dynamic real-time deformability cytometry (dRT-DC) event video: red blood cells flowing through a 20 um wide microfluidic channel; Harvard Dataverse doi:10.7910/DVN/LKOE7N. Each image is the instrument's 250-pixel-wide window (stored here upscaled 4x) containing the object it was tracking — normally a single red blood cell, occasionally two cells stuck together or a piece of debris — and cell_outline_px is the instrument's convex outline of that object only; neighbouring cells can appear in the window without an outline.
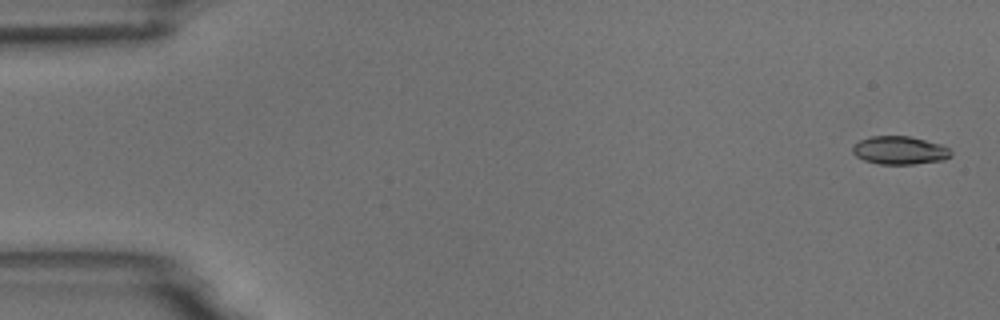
{"species": "common noctule bat (a hibernating species)", "species_latin": "Nyctalus noctula", "temperature_condition": "room temperature", "stored_images_in_passage": 5, "camera_frame_rate_fps": 3000, "um_per_image_px": 0.085, "animal": {"sex": "male", "body_mass_g": 18.8}, "frame": {"image": 1, "passage_image": 1, "time_ms": 0.0, "image_size_px": [1000, 320], "cell_outline_px": [[952, 156], [944, 160], [916, 164], [880, 164], [864, 160], [856, 156], [852, 152], [852, 148], [860, 140], [868, 136], [908, 136], [940, 144], [948, 148], [952, 152]], "centroid_in_image_um": [76.48, 12.78], "position_along_channel_um": 8.5, "area_um2": 16.13}}
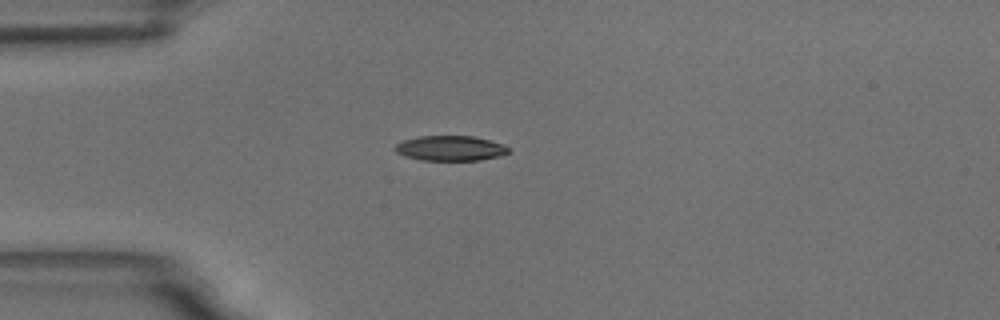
{"frame": {"image": 2, "passage_image": 5, "time_ms": 4.333, "image_size_px": [1000, 320], "cell_outline_px": [[512, 148], [508, 152], [500, 156], [480, 160], [420, 160], [404, 156], [396, 152], [392, 148], [396, 144], [404, 140], [420, 136], [472, 136], [504, 144]], "centroid_in_image_um": [38.28, 12.6], "position_along_channel_um": 46.7, "area_um2": 16.65}}